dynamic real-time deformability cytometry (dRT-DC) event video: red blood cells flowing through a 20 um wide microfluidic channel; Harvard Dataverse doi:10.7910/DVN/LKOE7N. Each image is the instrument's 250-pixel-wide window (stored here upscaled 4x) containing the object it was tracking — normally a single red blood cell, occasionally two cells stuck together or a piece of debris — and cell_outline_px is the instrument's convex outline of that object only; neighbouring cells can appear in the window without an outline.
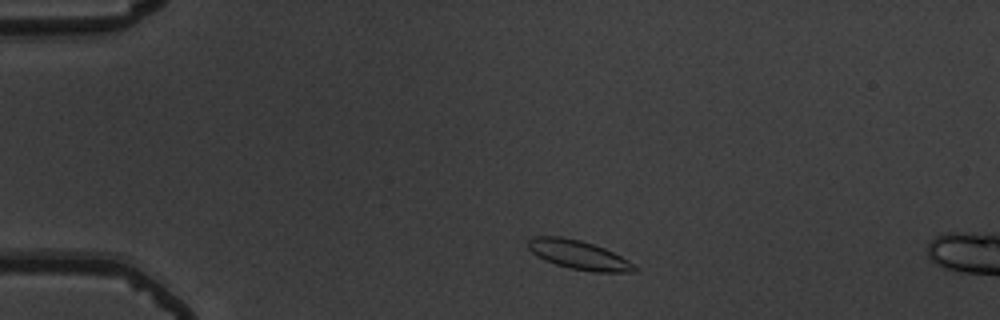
{"species": "common noctule bat (a hibernating species)", "species_latin": "Nyctalus noctula", "temperature_condition": "warm", "stored_images_in_passage": 10, "camera_frame_rate_fps": 3000, "um_per_image_px": 0.085, "animal": {"sex": "male", "body_mass_g": 19.5, "forearm_length_mm": 54.6}, "frame": {"image": 1, "passage_image": 4, "time_ms": 1.0, "image_size_px": [1000, 320], "cell_outline_px": [[640, 268], [636, 272], [596, 272], [568, 268], [544, 260], [536, 256], [528, 248], [528, 240], [532, 236], [560, 236], [580, 240], [604, 248], [628, 260]], "centroid_in_image_um": [49.19, 21.67], "position_along_channel_um": 35.8, "area_um2": 18.03}}